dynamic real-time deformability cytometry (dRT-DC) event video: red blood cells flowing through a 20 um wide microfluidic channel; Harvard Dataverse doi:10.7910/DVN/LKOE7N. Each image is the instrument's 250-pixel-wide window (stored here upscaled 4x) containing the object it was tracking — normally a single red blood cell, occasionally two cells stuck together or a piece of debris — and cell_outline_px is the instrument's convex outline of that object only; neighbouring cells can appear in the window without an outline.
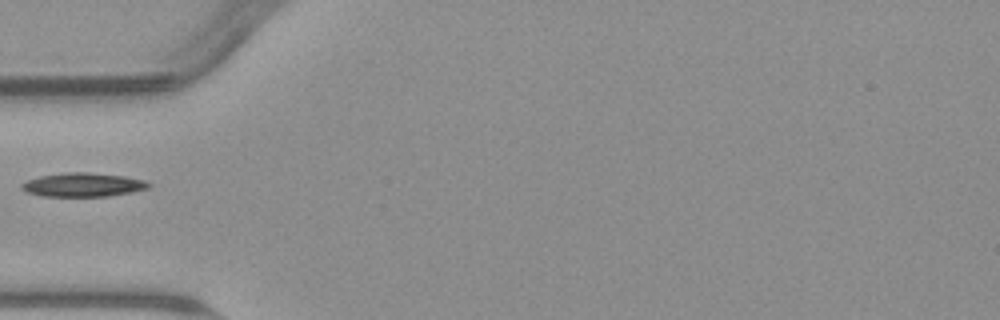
{"species": "common noctule bat (a hibernating species)", "species_latin": "Nyctalus noctula", "temperature_condition": "warm", "stored_images_in_passage": 5, "camera_frame_rate_fps": 3000, "um_per_image_px": 0.085, "animal": {"sex": "male", "body_mass_g": 23.1, "forearm_length_mm": 52.7}, "frame": {"image": 1, "passage_image": 5, "time_ms": 4.667, "image_size_px": [1000, 320], "cell_outline_px": [[152, 184], [148, 188], [132, 192], [108, 196], [44, 196], [28, 192], [20, 188], [20, 184], [28, 180], [40, 176], [64, 172], [88, 172], [124, 176], [144, 180]], "centroid_in_image_um": [7.06, 15.7], "position_along_channel_um": 77.9, "area_um2": 17.57}}